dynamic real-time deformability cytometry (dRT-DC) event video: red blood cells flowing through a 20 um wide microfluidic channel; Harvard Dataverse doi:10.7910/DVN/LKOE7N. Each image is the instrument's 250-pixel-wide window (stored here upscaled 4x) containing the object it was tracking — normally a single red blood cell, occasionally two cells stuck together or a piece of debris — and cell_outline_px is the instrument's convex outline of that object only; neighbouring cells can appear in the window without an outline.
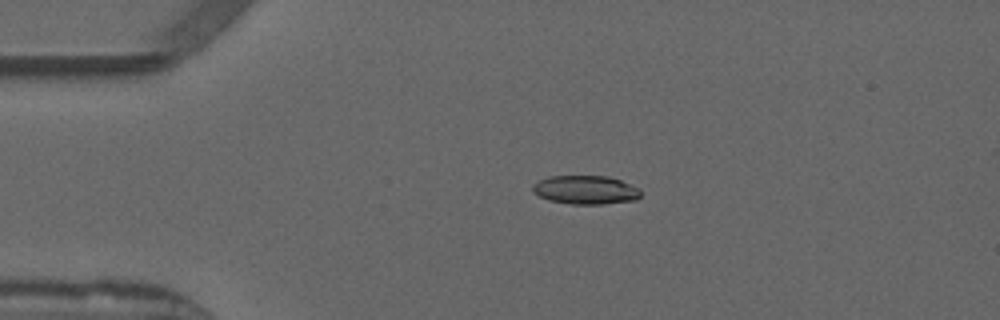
{"species": "common noctule bat (a hibernating species)", "species_latin": "Nyctalus noctula", "temperature_condition": "warm", "stored_images_in_passage": 18, "camera_frame_rate_fps": 3000, "um_per_image_px": 0.085, "animal": {"sex": "male", "forearm_length_mm": 52.5}, "frame": {"image": 1, "passage_image": 7, "time_ms": 2.0, "image_size_px": [1000, 320], "cell_outline_px": [[640, 196], [636, 200], [604, 204], [572, 204], [548, 200], [532, 192], [532, 184], [548, 176], [608, 176], [620, 180], [640, 188]], "centroid_in_image_um": [49.77, 16.14], "position_along_channel_um": 35.2, "area_um2": 18.15}}
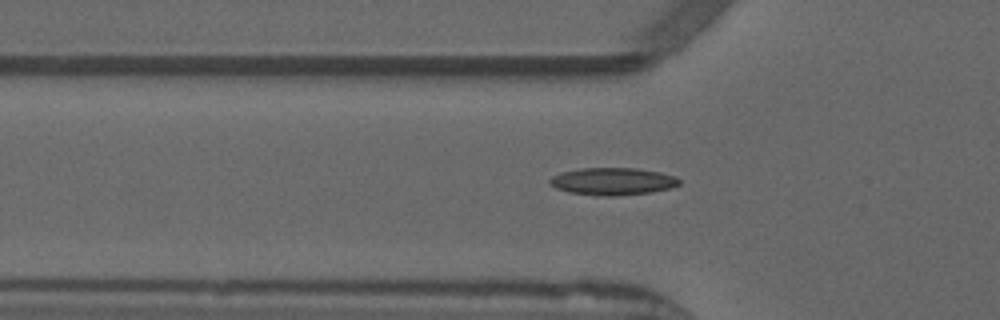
{"frame": {"image": 2, "passage_image": 13, "time_ms": 4.0, "image_size_px": [1000, 320], "cell_outline_px": [[680, 184], [668, 188], [652, 192], [616, 196], [592, 196], [568, 192], [556, 188], [548, 184], [548, 180], [552, 176], [560, 172], [580, 168], [636, 168], [660, 172], [676, 176], [680, 180]], "centroid_in_image_um": [52.03, 15.42], "position_along_channel_um": 73.8, "area_um2": 20.92}}
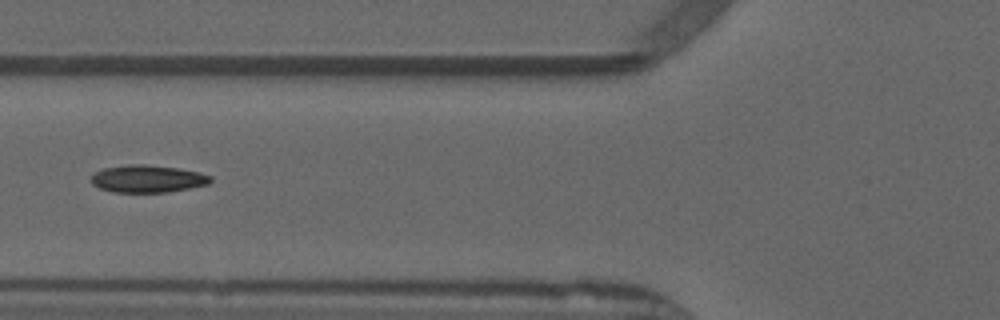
{"frame": {"image": 3, "passage_image": 16, "time_ms": 5.0, "image_size_px": [1000, 320], "cell_outline_px": [[212, 180], [208, 184], [168, 192], [112, 192], [100, 188], [92, 184], [92, 172], [104, 168], [128, 164], [144, 164], [176, 168], [200, 172], [212, 176]], "centroid_in_image_um": [12.53, 15.19], "position_along_channel_um": 113.3, "area_um2": 19.07}}